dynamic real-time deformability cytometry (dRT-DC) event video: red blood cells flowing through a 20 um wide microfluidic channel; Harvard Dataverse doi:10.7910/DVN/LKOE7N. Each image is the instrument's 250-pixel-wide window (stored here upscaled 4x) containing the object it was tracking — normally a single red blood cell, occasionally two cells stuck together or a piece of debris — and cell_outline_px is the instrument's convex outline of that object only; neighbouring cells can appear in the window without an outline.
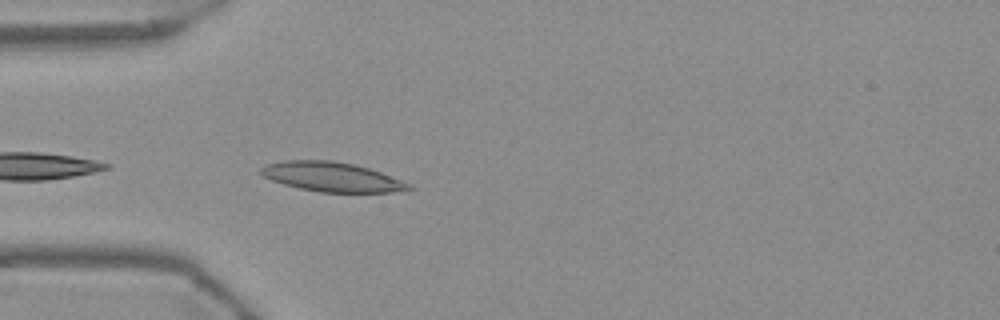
{"species": "Egyptian fruit bat (a non-hibernating species)", "species_latin": "Rousettus aegyptiacus", "temperature_condition": "warm", "stored_images_in_passage": 20, "camera_frame_rate_fps": 3000, "um_per_image_px": 0.085, "frame": {"image": 1, "passage_image": 2, "time_ms": 0.333, "image_size_px": [1000, 320], "cell_outline_px": [[416, 188], [408, 192], [320, 192], [300, 188], [284, 184], [272, 180], [264, 176], [260, 172], [260, 168], [264, 164], [284, 160], [332, 160], [356, 164], [380, 172], [412, 184]], "centroid_in_image_um": [28.27, 15.03], "position_along_channel_um": 56.7, "area_um2": 25.66}}
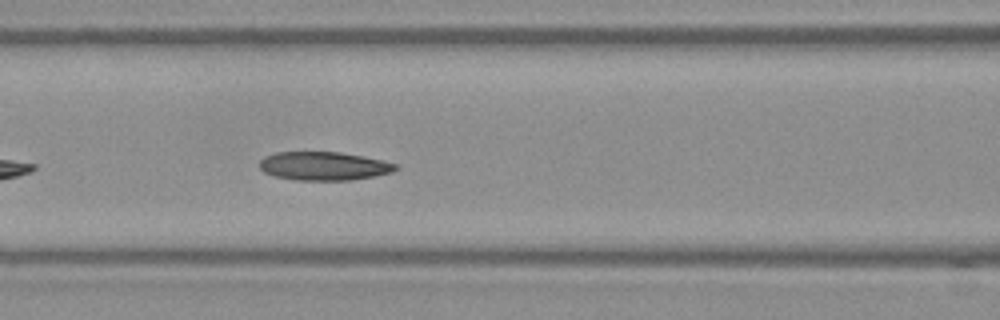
{"frame": {"image": 2, "passage_image": 9, "time_ms": 2.667, "image_size_px": [1000, 320], "cell_outline_px": [[400, 168], [392, 172], [352, 180], [296, 180], [272, 176], [264, 172], [260, 168], [260, 160], [264, 156], [276, 152], [340, 152], [364, 156], [384, 160], [396, 164]], "centroid_in_image_um": [27.52, 14.11], "position_along_channel_um": 139.1, "area_um2": 22.77}}
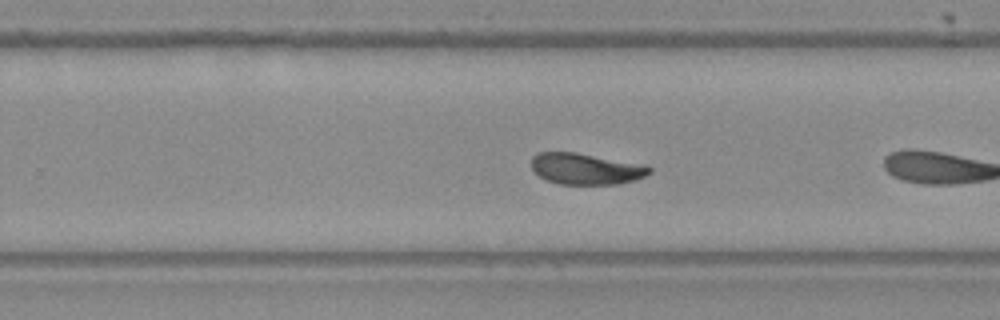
{"frame": {"image": 3, "passage_image": 18, "time_ms": 5.667, "image_size_px": [1000, 320], "cell_outline_px": [[652, 172], [644, 176], [632, 180], [616, 184], [560, 184], [548, 180], [540, 176], [532, 168], [532, 156], [540, 152], [576, 152], [648, 164], [652, 168]], "centroid_in_image_um": [49.85, 14.33], "position_along_channel_um": 279.9, "area_um2": 21.56}}